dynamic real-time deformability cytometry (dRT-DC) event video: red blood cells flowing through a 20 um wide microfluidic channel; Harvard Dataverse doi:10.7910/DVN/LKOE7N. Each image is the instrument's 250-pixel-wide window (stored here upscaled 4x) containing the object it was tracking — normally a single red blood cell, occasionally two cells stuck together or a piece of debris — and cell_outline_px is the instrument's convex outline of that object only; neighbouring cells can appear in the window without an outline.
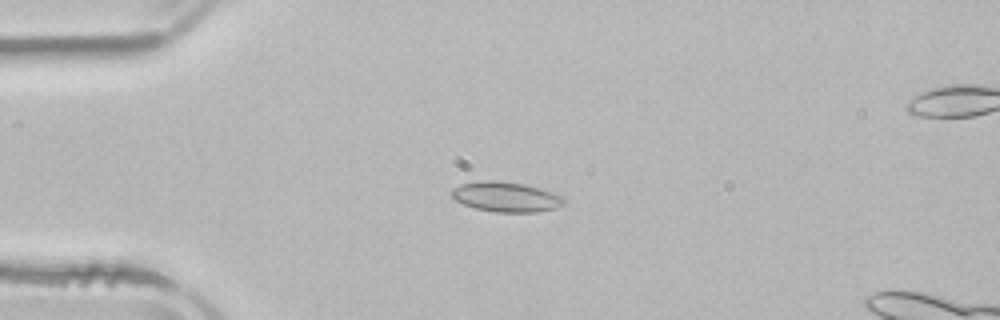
{"species": "common noctule bat (a hibernating species)", "species_latin": "Nyctalus noctula", "temperature_condition": "room temperature", "stored_images_in_passage": 4, "camera_frame_rate_fps": 3000, "um_per_image_px": 0.085, "animal": {"sex": "male", "body_mass_g": 21.5, "forearm_length_mm": 52.0}, "frame": {"image": 1, "passage_image": 3, "time_ms": 3.0, "image_size_px": [1000, 320], "cell_outline_px": [[564, 204], [556, 208], [536, 212], [496, 212], [476, 208], [464, 204], [456, 200], [452, 196], [452, 188], [460, 184], [476, 180], [500, 180], [524, 184], [540, 188], [564, 196]], "centroid_in_image_um": [43.01, 16.71], "position_along_channel_um": 42.0, "area_um2": 19.77}}